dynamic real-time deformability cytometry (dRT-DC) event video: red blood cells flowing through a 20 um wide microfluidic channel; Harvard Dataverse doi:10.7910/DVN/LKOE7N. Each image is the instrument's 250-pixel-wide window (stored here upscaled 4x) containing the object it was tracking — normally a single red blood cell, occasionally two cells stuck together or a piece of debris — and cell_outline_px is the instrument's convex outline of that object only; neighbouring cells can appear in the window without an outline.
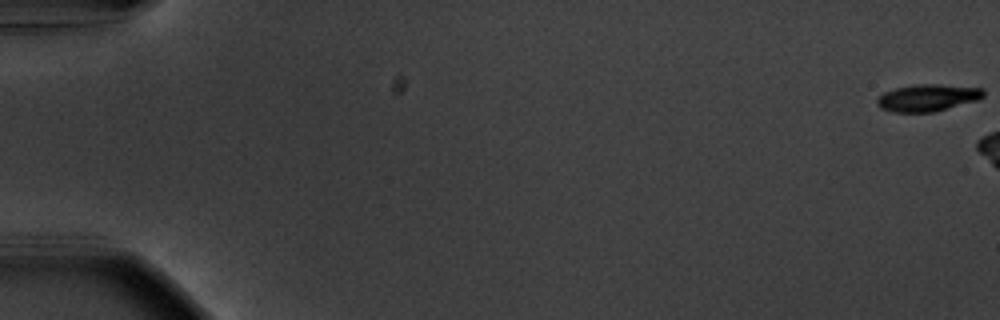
{"species": "common noctule bat (a hibernating species)", "species_latin": "Nyctalus noctula", "temperature_condition": "warm", "stored_images_in_passage": 9, "camera_frame_rate_fps": 3000, "um_per_image_px": 0.085, "animal": {"sex": "male", "body_mass_g": 20.1, "forearm_length_mm": 53.5}, "frame": {"image": 1, "passage_image": 1, "time_ms": 0.0, "image_size_px": [1000, 320], "cell_outline_px": [[984, 96], [976, 100], [932, 112], [892, 112], [880, 108], [876, 104], [876, 100], [884, 92], [896, 88], [912, 84], [940, 84], [984, 88]], "centroid_in_image_um": [78.82, 8.3], "position_along_channel_um": 6.2, "area_um2": 16.7}}